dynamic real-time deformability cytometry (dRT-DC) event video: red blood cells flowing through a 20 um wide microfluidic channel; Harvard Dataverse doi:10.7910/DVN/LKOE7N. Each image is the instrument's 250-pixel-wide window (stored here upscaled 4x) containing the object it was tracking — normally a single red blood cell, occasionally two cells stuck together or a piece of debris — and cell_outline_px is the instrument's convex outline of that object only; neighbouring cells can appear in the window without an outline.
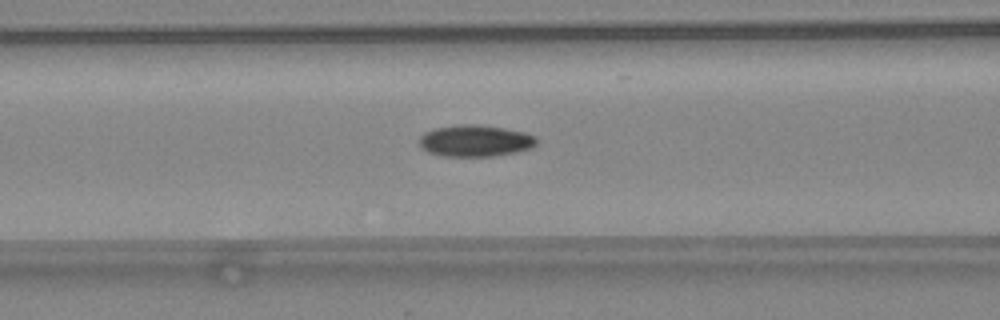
{"species": "common noctule bat (a hibernating species)", "species_latin": "Nyctalus noctula", "temperature_condition": "warm", "stored_images_in_passage": 47, "camera_frame_rate_fps": 3000, "um_per_image_px": 0.085, "animal": {"sex": "female", "body_mass_g": 24.6, "forearm_length_mm": 56.2}, "frame": {"image": 1, "passage_image": 20, "time_ms": 6.333, "image_size_px": [1000, 320], "cell_outline_px": [[536, 144], [532, 148], [516, 152], [492, 156], [444, 156], [428, 152], [420, 148], [420, 136], [424, 132], [436, 128], [460, 124], [472, 124], [504, 128], [524, 132], [536, 136]], "centroid_in_image_um": [40.39, 11.97], "position_along_channel_um": 126.2, "area_um2": 21.56}}
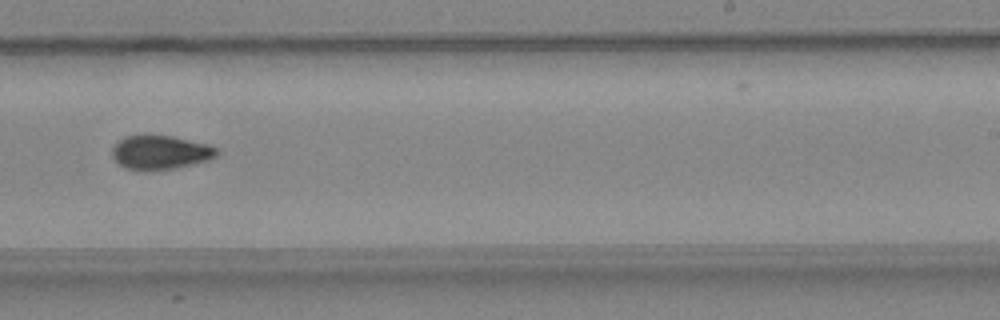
{"frame": {"image": 2, "passage_image": 30, "time_ms": 9.667, "image_size_px": [1000, 320], "cell_outline_px": [[220, 152], [216, 156], [208, 160], [176, 168], [144, 172], [124, 168], [112, 156], [112, 148], [124, 136], [172, 136], [208, 144], [216, 148]], "centroid_in_image_um": [13.63, 12.98], "position_along_channel_um": 275.4, "area_um2": 20.75}}
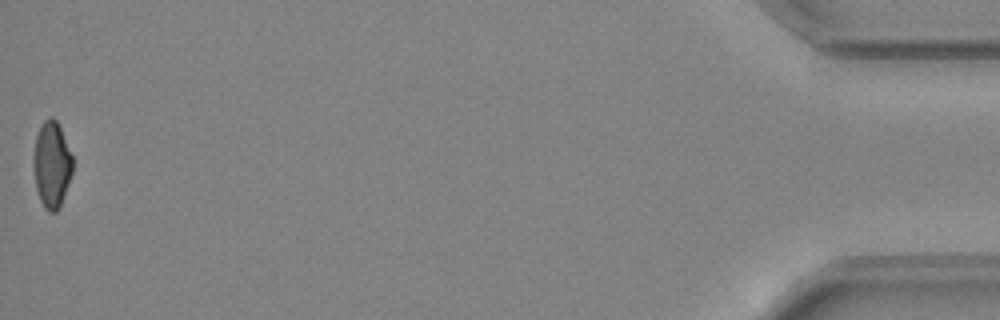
{"frame": {"image": 3, "passage_image": 47, "time_ms": 15.333, "image_size_px": [1000, 320], "cell_outline_px": [[72, 172], [68, 184], [60, 204], [56, 212], [48, 212], [44, 208], [40, 200], [36, 188], [32, 160], [36, 136], [40, 124], [48, 116], [52, 116], [56, 120], [60, 128], [72, 156]], "centroid_in_image_um": [4.37, 13.96], "position_along_channel_um": 430.8, "area_um2": 19.59}, "authors_computed_cell_mechanics": {"area_um2": 20.4612, "velocity_mm_per_s": 4.4775, "shape_relaxation_time_tau1_ms": 8.39, "shape_relaxation_time_tau2_ms": 3.3941, "deformation_change_tau1": 0.2161, "deformation_change_tau2": 0.081}}